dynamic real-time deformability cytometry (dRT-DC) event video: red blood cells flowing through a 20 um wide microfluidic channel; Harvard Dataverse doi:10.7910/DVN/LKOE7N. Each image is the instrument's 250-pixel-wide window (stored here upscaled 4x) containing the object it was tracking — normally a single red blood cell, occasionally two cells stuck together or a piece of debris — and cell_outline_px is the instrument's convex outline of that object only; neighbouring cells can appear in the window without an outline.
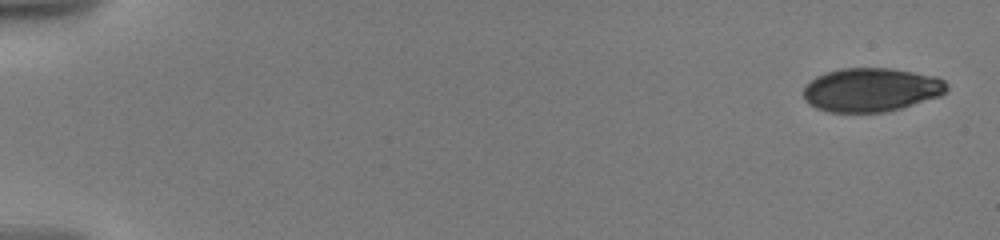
{"species": "human", "species_latin": "Homo sapiens", "temperature_condition": "warm", "stored_images_in_passage": 30, "camera_frame_rate_fps": 3000, "um_per_image_px": 0.085, "donor": {"sex": "male"}, "frame": {"image": 1, "passage_image": 1, "time_ms": 0.0, "image_size_px": [1000, 240], "cell_outline_px": [[948, 88], [940, 96], [900, 108], [884, 112], [828, 112], [816, 108], [808, 104], [804, 100], [804, 88], [816, 76], [840, 68], [892, 68], [936, 76], [944, 80], [948, 84]], "centroid_in_image_um": [74.05, 7.63], "position_along_channel_um": 10.9, "area_um2": 36.53}}
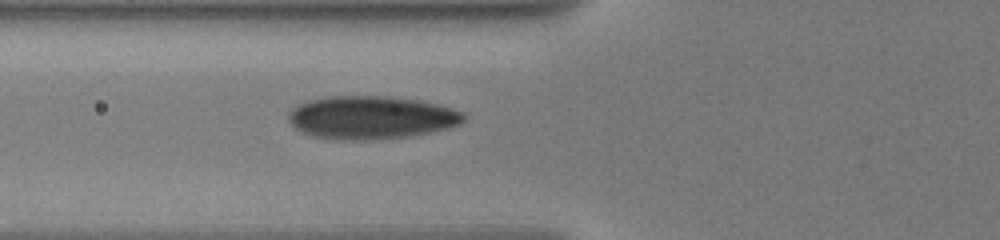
{"frame": {"image": 2, "passage_image": 18, "time_ms": 7.0, "image_size_px": [1000, 240], "cell_outline_px": [[468, 116], [460, 124], [428, 132], [408, 136], [364, 140], [332, 140], [312, 136], [296, 128], [288, 120], [288, 112], [292, 108], [308, 100], [328, 96], [388, 96], [420, 100], [452, 108], [464, 112]], "centroid_in_image_um": [31.53, 9.98], "position_along_channel_um": 94.3, "area_um2": 43.99}}
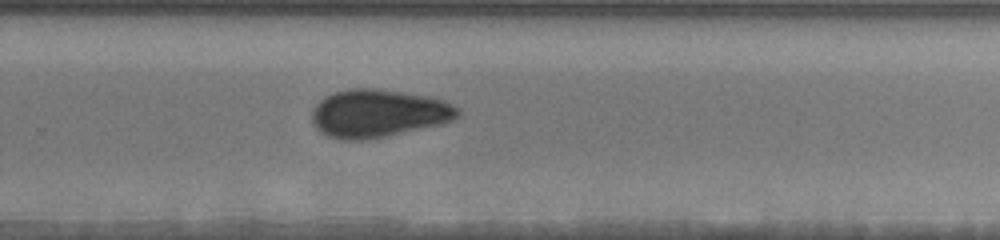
{"frame": {"image": 3, "passage_image": 30, "time_ms": 12.667, "image_size_px": [1000, 240], "cell_outline_px": [[460, 112], [452, 120], [388, 136], [368, 140], [340, 140], [328, 136], [320, 132], [312, 124], [312, 108], [324, 96], [332, 92], [348, 88], [376, 88], [428, 96], [444, 100], [460, 108]], "centroid_in_image_um": [32.09, 9.63], "position_along_channel_um": 297.7, "area_um2": 40.86}}